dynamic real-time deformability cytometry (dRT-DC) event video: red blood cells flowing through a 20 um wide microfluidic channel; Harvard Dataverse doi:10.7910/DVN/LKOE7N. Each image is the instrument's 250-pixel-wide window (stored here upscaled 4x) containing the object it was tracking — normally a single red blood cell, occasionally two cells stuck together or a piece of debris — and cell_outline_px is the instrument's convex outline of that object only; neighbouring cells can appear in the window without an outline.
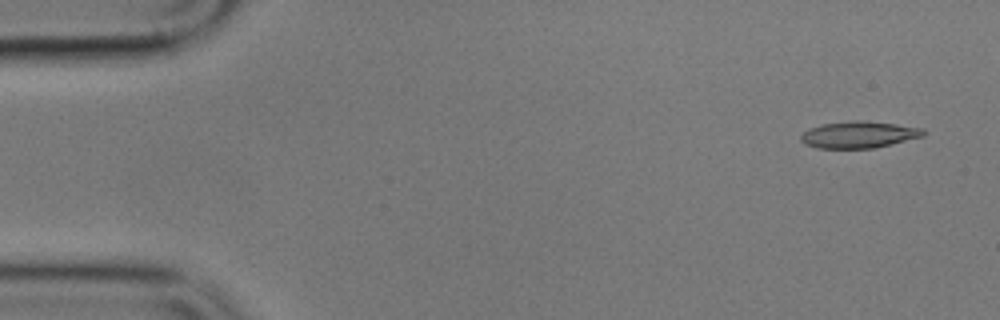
{"species": "common noctule bat (a hibernating species)", "species_latin": "Nyctalus noctula", "temperature_condition": "cold", "stored_images_in_passage": 7, "camera_frame_rate_fps": 3000, "um_per_image_px": 0.085, "animal": {"sex": "male", "body_mass_g": 17.9}, "frame": {"image": 1, "passage_image": 1, "time_ms": 0.0, "image_size_px": [1000, 320], "cell_outline_px": [[928, 132], [924, 136], [876, 148], [816, 148], [804, 144], [800, 140], [800, 136], [808, 128], [820, 124], [852, 120], [860, 120], [896, 124], [924, 128]], "centroid_in_image_um": [73.01, 11.44], "position_along_channel_um": 12.0, "area_um2": 19.36}}
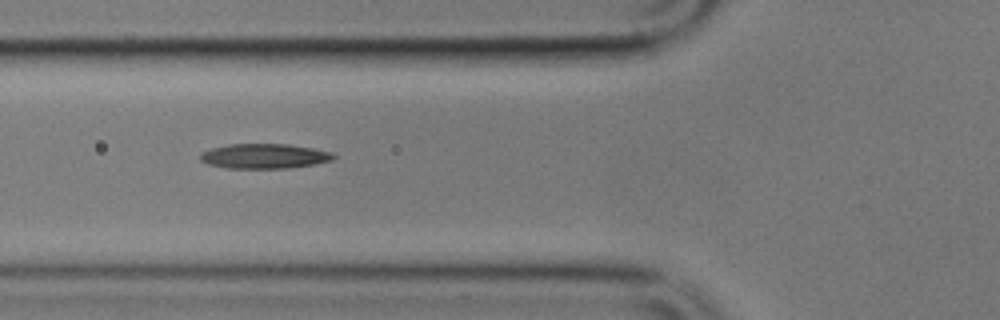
{"frame": {"image": 2, "passage_image": 6, "time_ms": 6.0, "image_size_px": [1000, 320], "cell_outline_px": [[336, 156], [332, 160], [316, 164], [288, 168], [228, 168], [208, 164], [200, 160], [200, 152], [212, 148], [228, 144], [288, 144], [312, 148], [332, 152]], "centroid_in_image_um": [22.47, 13.27], "position_along_channel_um": 103.3, "area_um2": 19.31}}
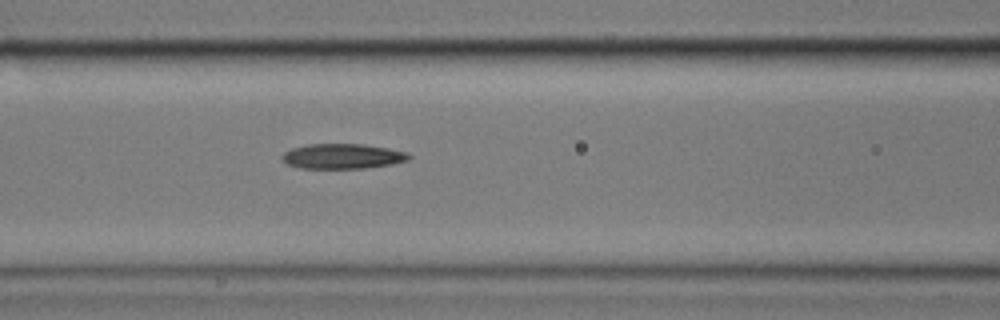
{"frame": {"image": 3, "passage_image": 7, "time_ms": 7.0, "image_size_px": [1000, 320], "cell_outline_px": [[412, 156], [408, 160], [392, 164], [364, 168], [300, 168], [288, 164], [280, 156], [284, 152], [292, 148], [308, 144], [364, 144], [388, 148], [408, 152]], "centroid_in_image_um": [29.14, 13.27], "position_along_channel_um": 137.5, "area_um2": 18.5}}